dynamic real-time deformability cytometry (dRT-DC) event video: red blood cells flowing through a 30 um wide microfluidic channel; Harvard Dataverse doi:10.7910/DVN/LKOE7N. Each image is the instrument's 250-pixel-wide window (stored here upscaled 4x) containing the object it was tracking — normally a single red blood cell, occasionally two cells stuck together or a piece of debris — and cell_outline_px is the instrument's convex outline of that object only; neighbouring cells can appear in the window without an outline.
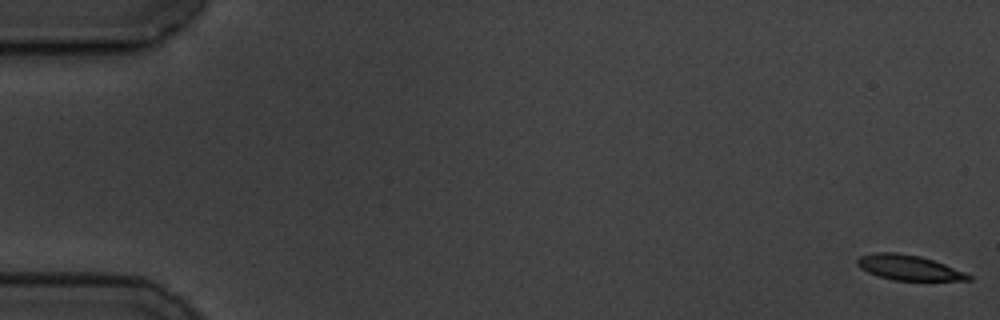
{"species": "common noctule bat (a hibernating species)", "species_latin": "Nyctalus noctula", "temperature_condition": "cold", "stored_images_in_passage": 15, "camera_frame_rate_fps": 3000, "um_per_image_px": 0.085, "animal": {"sex": "male", "body_mass_g": 19.5, "forearm_length_mm": 54.6}, "frame": {"image": 1, "passage_image": 1, "time_ms": 0.0, "image_size_px": [1000, 320], "cell_outline_px": [[972, 280], [892, 280], [876, 276], [860, 268], [856, 264], [856, 260], [860, 256], [876, 252], [896, 252], [920, 256], [944, 264], [964, 272], [972, 276]], "centroid_in_image_um": [77.19, 22.74], "position_along_channel_um": 7.8, "area_um2": 16.18}}
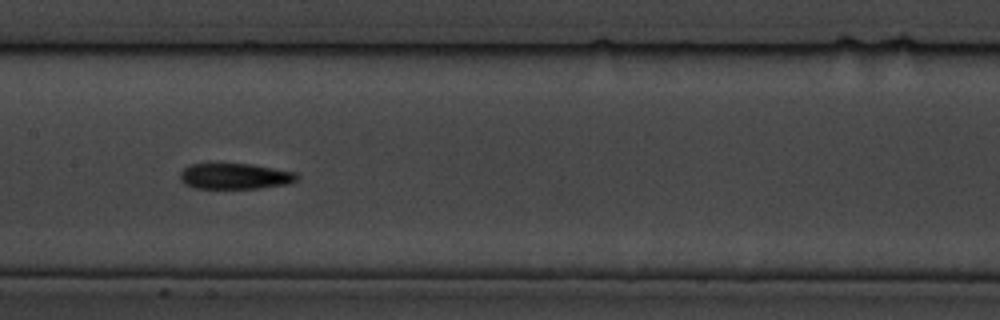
{"frame": {"image": 2, "passage_image": 8, "time_ms": 9.333, "image_size_px": [1000, 320], "cell_outline_px": [[296, 180], [288, 184], [260, 188], [196, 188], [184, 184], [180, 180], [180, 172], [188, 164], [252, 164], [296, 172]], "centroid_in_image_um": [19.94, 14.98], "position_along_channel_um": 187.5, "area_um2": 17.51}}
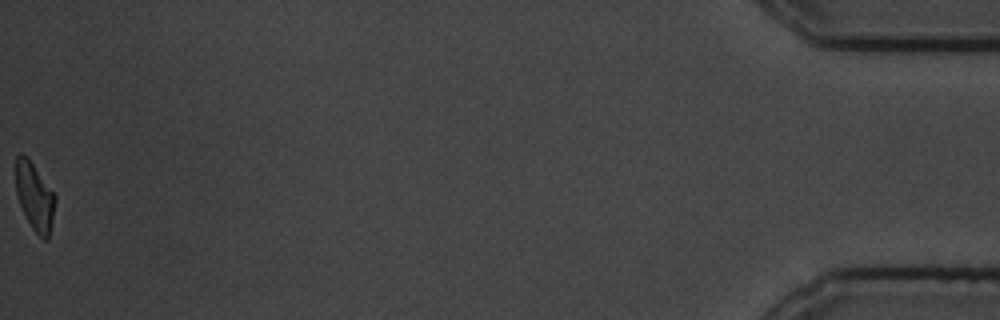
{"frame": {"image": 3, "passage_image": 15, "time_ms": 19.0, "image_size_px": [1000, 320], "cell_outline_px": [[56, 200], [48, 240], [44, 240], [32, 228], [20, 204], [16, 192], [16, 156], [20, 152], [28, 156], [56, 196]], "centroid_in_image_um": [2.94, 16.66], "position_along_channel_um": 432.3, "area_um2": 15.43}, "authors_computed_cell_mechanics": {"area_um2": 17.5134, "velocity_mm_per_s": 3.5245, "shape_relaxation_time_tau1_ms": 7.0912, "shape_relaxation_time_tau2_ms": null, "deformation_change_tau1": 0.1754, "deformation_change_tau2": null}}